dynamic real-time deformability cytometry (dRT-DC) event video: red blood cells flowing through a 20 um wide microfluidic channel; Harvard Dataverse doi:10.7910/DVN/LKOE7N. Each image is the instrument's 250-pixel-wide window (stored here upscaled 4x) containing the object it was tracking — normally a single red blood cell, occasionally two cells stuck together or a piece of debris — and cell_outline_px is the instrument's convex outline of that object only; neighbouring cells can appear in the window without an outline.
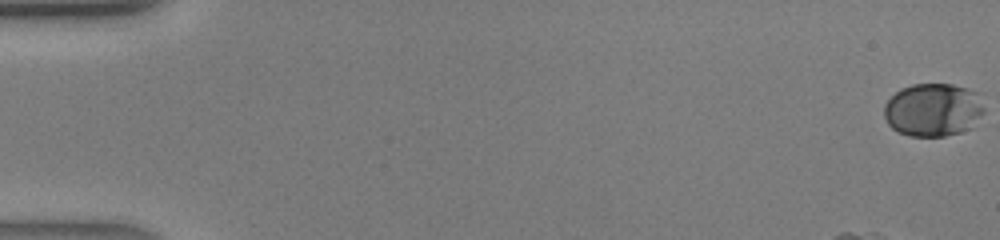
{"species": "human", "species_latin": "Homo sapiens", "temperature_condition": "warm", "stored_images_in_passage": 43, "camera_frame_rate_fps": 3000, "um_per_image_px": 0.085, "donor": {"sex": "male"}, "frame": {"image": 1, "passage_image": 1, "time_ms": 0.0, "image_size_px": [1000, 240], "cell_outline_px": [[984, 112], [968, 128], [960, 132], [944, 136], [908, 136], [892, 128], [888, 124], [884, 116], [884, 104], [900, 88], [912, 84], [952, 84], [968, 88], [976, 92], [984, 108]], "centroid_in_image_um": [79.28, 9.32], "position_along_channel_um": 5.7, "area_um2": 30.87}}
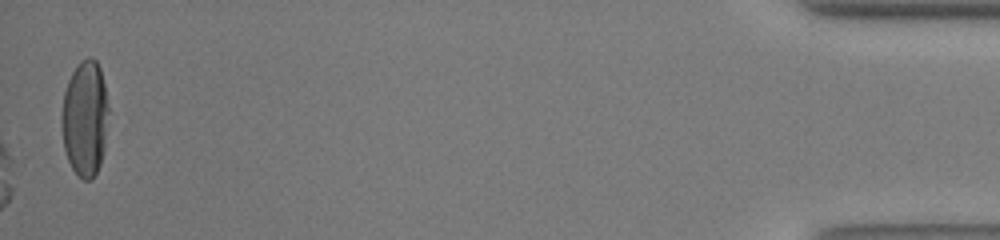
{"frame": {"image": 2, "passage_image": 43, "time_ms": 14.0, "image_size_px": [1000, 240], "cell_outline_px": [[108, 112], [104, 152], [100, 164], [96, 172], [88, 180], [84, 180], [72, 168], [68, 160], [64, 148], [60, 120], [60, 116], [64, 92], [68, 80], [72, 72], [80, 60], [88, 56], [92, 56], [96, 60], [100, 68], [104, 84], [108, 104]], "centroid_in_image_um": [7.21, 10.02], "position_along_channel_um": 428.0, "area_um2": 31.85}}